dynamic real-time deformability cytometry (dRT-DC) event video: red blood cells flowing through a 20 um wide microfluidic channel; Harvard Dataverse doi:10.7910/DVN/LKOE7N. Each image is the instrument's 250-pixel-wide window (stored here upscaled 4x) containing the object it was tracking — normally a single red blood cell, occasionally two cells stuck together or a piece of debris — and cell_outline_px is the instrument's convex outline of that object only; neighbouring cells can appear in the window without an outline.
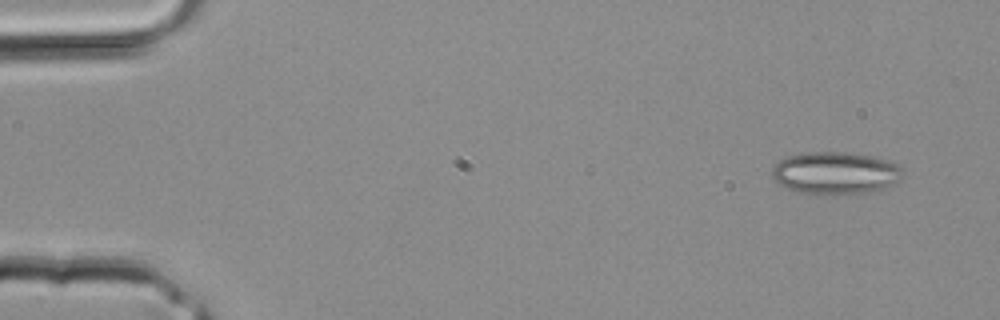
{"species": "common noctule bat (a hibernating species)", "species_latin": "Nyctalus noctula", "temperature_condition": "room temperature", "stored_images_in_passage": 3, "camera_frame_rate_fps": 3000, "um_per_image_px": 0.085, "animal": {"sex": "male", "body_mass_g": 20.4}, "frame": {"image": 1, "passage_image": 1, "time_ms": 0.0, "image_size_px": [1000, 320], "cell_outline_px": [[904, 172], [900, 180], [884, 188], [868, 192], [800, 192], [788, 188], [780, 184], [772, 176], [772, 168], [780, 160], [788, 156], [808, 152], [844, 152], [868, 156], [884, 160], [896, 164], [904, 168]], "centroid_in_image_um": [71.02, 14.67], "position_along_channel_um": 14.0, "area_um2": 31.27}}
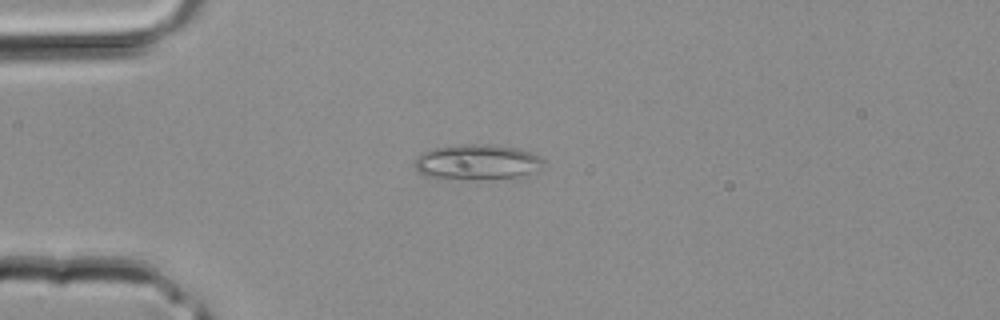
{"frame": {"image": 2, "passage_image": 3, "time_ms": 0.667, "image_size_px": [1000, 320], "cell_outline_px": [[544, 160], [536, 172], [512, 184], [428, 176], [420, 172], [416, 168], [416, 156], [424, 152], [436, 148], [468, 144], [496, 144], [516, 148], [532, 152], [540, 156]], "centroid_in_image_um": [40.75, 13.86], "position_along_channel_um": 44.3, "area_um2": 27.98}}